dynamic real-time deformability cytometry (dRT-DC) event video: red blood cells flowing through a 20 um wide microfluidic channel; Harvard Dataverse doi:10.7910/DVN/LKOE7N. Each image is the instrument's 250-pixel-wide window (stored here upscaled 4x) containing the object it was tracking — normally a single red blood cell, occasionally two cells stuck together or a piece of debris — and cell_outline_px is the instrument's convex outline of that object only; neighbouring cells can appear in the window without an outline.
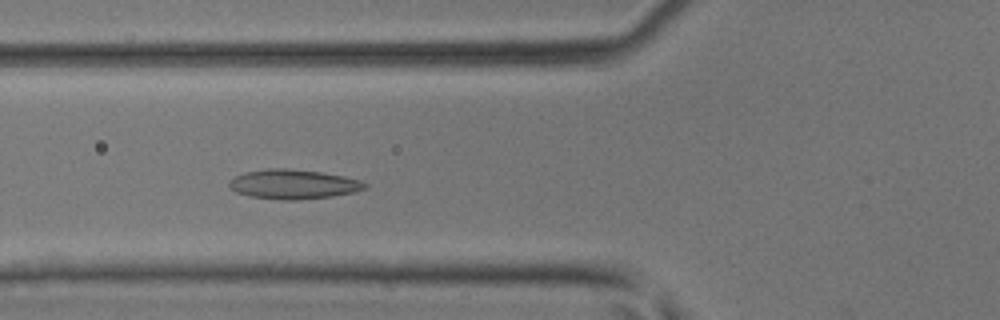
{"species": "common noctule bat (a hibernating species)", "species_latin": "Nyctalus noctula", "temperature_condition": "room temperature", "stored_images_in_passage": 45, "segment_of_instrument_passage": [1, 2], "camera_frame_rate_fps": 3000, "um_per_image_px": 0.085, "animal": {"sex": "male", "body_mass_g": 17.9, "forearm_length_mm": 54.2}, "frame": {"image": 1, "passage_image": 15, "time_ms": 4.667, "image_size_px": [1000, 320], "cell_outline_px": [[368, 188], [352, 192], [332, 196], [296, 200], [280, 200], [248, 196], [236, 192], [228, 184], [236, 176], [244, 172], [268, 168], [288, 168], [324, 172], [344, 176], [360, 180], [368, 184]], "centroid_in_image_um": [24.96, 15.65], "position_along_channel_um": 100.8, "area_um2": 23.41}}
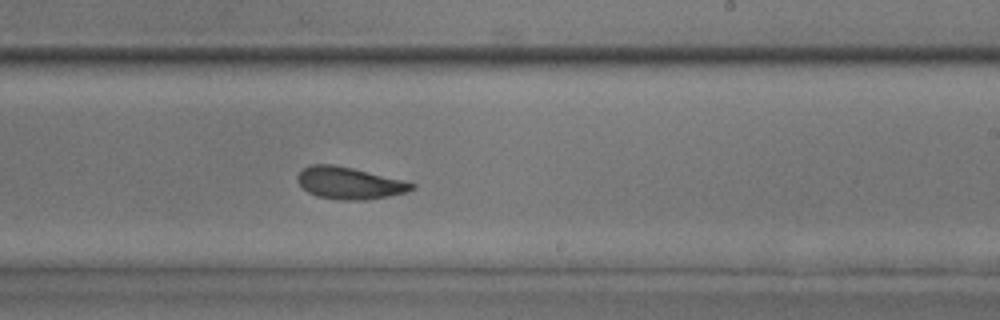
{"frame": {"image": 2, "passage_image": 26, "time_ms": 8.333, "image_size_px": [1000, 320], "cell_outline_px": [[416, 188], [408, 192], [368, 200], [336, 200], [316, 196], [308, 192], [296, 180], [296, 176], [308, 164], [332, 164], [352, 168], [404, 180], [416, 184]], "centroid_in_image_um": [29.71, 15.57], "position_along_channel_um": 259.3, "area_um2": 21.5}}
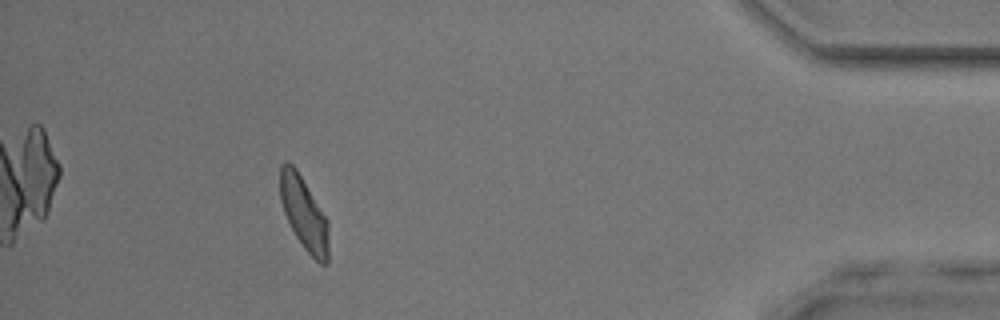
{"frame": {"image": 3, "passage_image": 40, "time_ms": 13.0, "image_size_px": [1000, 320], "cell_outline_px": [[328, 264], [320, 264], [304, 248], [296, 236], [284, 212], [280, 200], [280, 164], [284, 160], [288, 160], [296, 168], [328, 220]], "centroid_in_image_um": [25.83, 18.11], "position_along_channel_um": 409.4, "area_um2": 20.58}}